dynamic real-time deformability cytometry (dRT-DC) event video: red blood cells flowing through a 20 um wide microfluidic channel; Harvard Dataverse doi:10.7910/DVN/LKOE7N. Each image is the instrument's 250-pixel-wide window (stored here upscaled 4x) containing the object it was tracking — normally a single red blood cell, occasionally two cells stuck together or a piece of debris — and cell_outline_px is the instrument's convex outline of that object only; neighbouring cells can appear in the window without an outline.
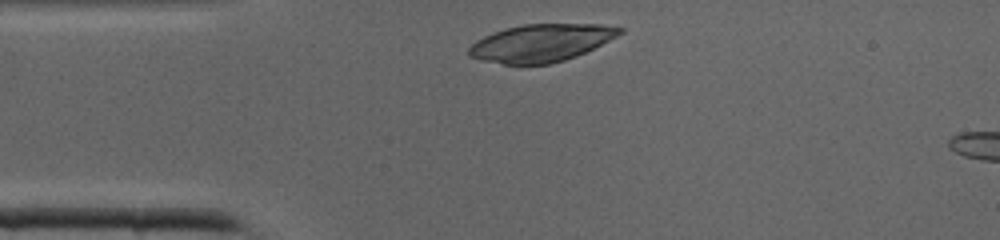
{"species": "common noctule bat (a hibernating species)", "species_latin": "Nyctalus noctula", "temperature_condition": "cold", "stored_images_in_passage": 5, "camera_frame_rate_fps": 3000, "um_per_image_px": 0.085, "animal": {"sex": "male", "body_mass_g": 19.0, "forearm_length_mm": 50.8}, "frame": {"image": 1, "passage_image": 2, "time_ms": 0.333, "image_size_px": [1000, 240], "cell_outline_px": [[624, 32], [576, 56], [564, 60], [548, 64], [504, 64], [480, 60], [468, 56], [468, 48], [476, 40], [484, 36], [504, 28], [524, 24], [600, 24], [624, 28]], "centroid_in_image_um": [45.95, 3.64], "position_along_channel_um": 39.1, "area_um2": 32.77}}